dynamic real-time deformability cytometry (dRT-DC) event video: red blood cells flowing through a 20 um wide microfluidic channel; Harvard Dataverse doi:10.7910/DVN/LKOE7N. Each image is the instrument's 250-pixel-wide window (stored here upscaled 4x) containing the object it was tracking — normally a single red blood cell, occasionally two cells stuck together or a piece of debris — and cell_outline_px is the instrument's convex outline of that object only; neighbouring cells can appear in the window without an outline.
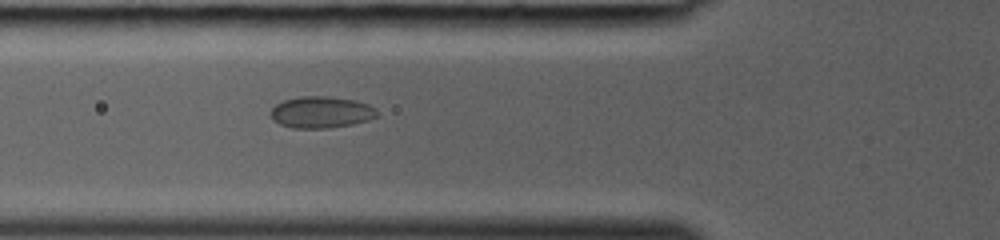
{"species": "common noctule bat (a hibernating species)", "species_latin": "Nyctalus noctula", "temperature_condition": "room temperature", "stored_images_in_passage": 25, "camera_frame_rate_fps": 3000, "um_per_image_px": 0.085, "animal": {"sex": "female", "body_mass_g": 19.0, "forearm_length_mm": 53.3}, "frame": {"image": 1, "passage_image": 3, "time_ms": 0.667, "image_size_px": [1000, 240], "cell_outline_px": [[376, 116], [368, 120], [352, 124], [328, 128], [292, 128], [280, 124], [272, 120], [268, 112], [276, 104], [284, 100], [300, 96], [328, 96], [356, 100], [368, 104], [376, 108]], "centroid_in_image_um": [27.26, 9.53], "position_along_channel_um": 98.5, "area_um2": 19.71}}
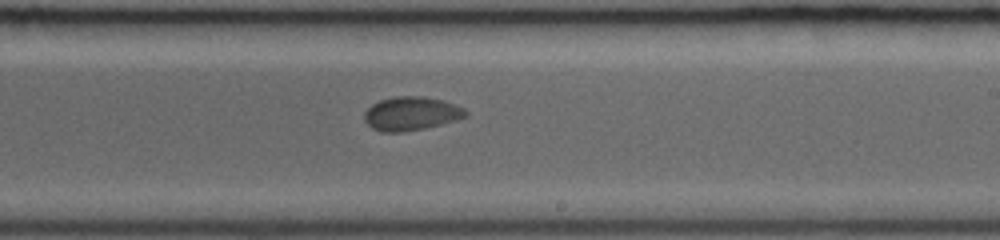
{"frame": {"image": 2, "passage_image": 12, "time_ms": 3.667, "image_size_px": [1000, 240], "cell_outline_px": [[468, 116], [456, 120], [424, 128], [404, 132], [380, 132], [372, 128], [364, 120], [364, 112], [372, 104], [380, 100], [396, 96], [420, 96], [444, 100], [464, 108], [468, 112]], "centroid_in_image_um": [34.95, 9.65], "position_along_channel_um": 254.1, "area_um2": 19.94}}
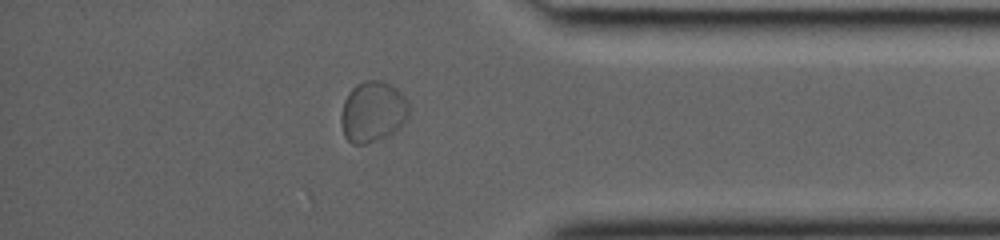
{"frame": {"image": 3, "passage_image": 21, "time_ms": 6.667, "image_size_px": [1000, 240], "cell_outline_px": [[412, 112], [404, 124], [396, 132], [388, 136], [364, 144], [352, 144], [344, 136], [340, 120], [340, 116], [344, 100], [348, 92], [356, 84], [364, 80], [380, 80], [396, 88], [408, 100]], "centroid_in_image_um": [31.72, 9.5], "position_along_channel_um": 403.5, "area_um2": 24.62}}